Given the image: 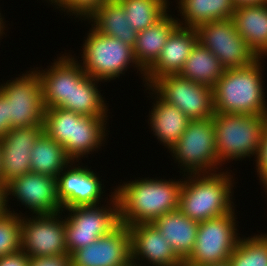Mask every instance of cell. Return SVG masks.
<instances>
[{
	"instance_id": "obj_1",
	"label": "cell",
	"mask_w": 267,
	"mask_h": 266,
	"mask_svg": "<svg viewBox=\"0 0 267 266\" xmlns=\"http://www.w3.org/2000/svg\"><path fill=\"white\" fill-rule=\"evenodd\" d=\"M183 179L168 181L140 178L123 182L115 189L120 223L131 226L152 223L158 217L179 208Z\"/></svg>"
},
{
	"instance_id": "obj_2",
	"label": "cell",
	"mask_w": 267,
	"mask_h": 266,
	"mask_svg": "<svg viewBox=\"0 0 267 266\" xmlns=\"http://www.w3.org/2000/svg\"><path fill=\"white\" fill-rule=\"evenodd\" d=\"M263 62L259 58L249 66L225 69L212 88L214 112L267 115Z\"/></svg>"
},
{
	"instance_id": "obj_3",
	"label": "cell",
	"mask_w": 267,
	"mask_h": 266,
	"mask_svg": "<svg viewBox=\"0 0 267 266\" xmlns=\"http://www.w3.org/2000/svg\"><path fill=\"white\" fill-rule=\"evenodd\" d=\"M222 170L218 173L183 175L178 209L184 215L202 222L231 213L235 209L233 175L228 170Z\"/></svg>"
},
{
	"instance_id": "obj_4",
	"label": "cell",
	"mask_w": 267,
	"mask_h": 266,
	"mask_svg": "<svg viewBox=\"0 0 267 266\" xmlns=\"http://www.w3.org/2000/svg\"><path fill=\"white\" fill-rule=\"evenodd\" d=\"M212 118L221 165L257 156L267 115L215 112Z\"/></svg>"
},
{
	"instance_id": "obj_5",
	"label": "cell",
	"mask_w": 267,
	"mask_h": 266,
	"mask_svg": "<svg viewBox=\"0 0 267 266\" xmlns=\"http://www.w3.org/2000/svg\"><path fill=\"white\" fill-rule=\"evenodd\" d=\"M84 41L81 46L82 60L79 63L88 76L103 83L109 82L119 79L120 75L133 66L140 71L144 82L145 72L135 60L133 47L118 38L105 36L93 27H90Z\"/></svg>"
},
{
	"instance_id": "obj_6",
	"label": "cell",
	"mask_w": 267,
	"mask_h": 266,
	"mask_svg": "<svg viewBox=\"0 0 267 266\" xmlns=\"http://www.w3.org/2000/svg\"><path fill=\"white\" fill-rule=\"evenodd\" d=\"M170 152L184 175L218 172L223 166L218 159L213 118L190 120Z\"/></svg>"
},
{
	"instance_id": "obj_7",
	"label": "cell",
	"mask_w": 267,
	"mask_h": 266,
	"mask_svg": "<svg viewBox=\"0 0 267 266\" xmlns=\"http://www.w3.org/2000/svg\"><path fill=\"white\" fill-rule=\"evenodd\" d=\"M108 205H89L65 208V238L67 252L84 248L107 235L120 224L119 204L115 192H111ZM105 207V208H104ZM68 216V217H67Z\"/></svg>"
},
{
	"instance_id": "obj_8",
	"label": "cell",
	"mask_w": 267,
	"mask_h": 266,
	"mask_svg": "<svg viewBox=\"0 0 267 266\" xmlns=\"http://www.w3.org/2000/svg\"><path fill=\"white\" fill-rule=\"evenodd\" d=\"M236 216L234 209L231 213L199 222L194 248L183 261L184 266L227 262L241 238Z\"/></svg>"
},
{
	"instance_id": "obj_9",
	"label": "cell",
	"mask_w": 267,
	"mask_h": 266,
	"mask_svg": "<svg viewBox=\"0 0 267 266\" xmlns=\"http://www.w3.org/2000/svg\"><path fill=\"white\" fill-rule=\"evenodd\" d=\"M32 69L0 85V92L8 99L10 129L44 126L42 84Z\"/></svg>"
},
{
	"instance_id": "obj_10",
	"label": "cell",
	"mask_w": 267,
	"mask_h": 266,
	"mask_svg": "<svg viewBox=\"0 0 267 266\" xmlns=\"http://www.w3.org/2000/svg\"><path fill=\"white\" fill-rule=\"evenodd\" d=\"M196 30L198 41L218 58L225 69L249 66L259 59L238 34L232 18L207 22Z\"/></svg>"
},
{
	"instance_id": "obj_11",
	"label": "cell",
	"mask_w": 267,
	"mask_h": 266,
	"mask_svg": "<svg viewBox=\"0 0 267 266\" xmlns=\"http://www.w3.org/2000/svg\"><path fill=\"white\" fill-rule=\"evenodd\" d=\"M164 101L176 106L190 120L214 116L213 89L177 75L157 79L150 86Z\"/></svg>"
},
{
	"instance_id": "obj_12",
	"label": "cell",
	"mask_w": 267,
	"mask_h": 266,
	"mask_svg": "<svg viewBox=\"0 0 267 266\" xmlns=\"http://www.w3.org/2000/svg\"><path fill=\"white\" fill-rule=\"evenodd\" d=\"M62 212L51 215H21V250L29 257L68 254Z\"/></svg>"
},
{
	"instance_id": "obj_13",
	"label": "cell",
	"mask_w": 267,
	"mask_h": 266,
	"mask_svg": "<svg viewBox=\"0 0 267 266\" xmlns=\"http://www.w3.org/2000/svg\"><path fill=\"white\" fill-rule=\"evenodd\" d=\"M7 206L13 196L32 215H51L63 212L57 195V179L52 176L28 172L6 184Z\"/></svg>"
},
{
	"instance_id": "obj_14",
	"label": "cell",
	"mask_w": 267,
	"mask_h": 266,
	"mask_svg": "<svg viewBox=\"0 0 267 266\" xmlns=\"http://www.w3.org/2000/svg\"><path fill=\"white\" fill-rule=\"evenodd\" d=\"M75 163L71 161L56 177L57 195L62 209L101 204L100 199L105 193L102 179L87 165L83 168L79 166V161L73 165Z\"/></svg>"
},
{
	"instance_id": "obj_15",
	"label": "cell",
	"mask_w": 267,
	"mask_h": 266,
	"mask_svg": "<svg viewBox=\"0 0 267 266\" xmlns=\"http://www.w3.org/2000/svg\"><path fill=\"white\" fill-rule=\"evenodd\" d=\"M72 266H127L131 264L129 226L120 223L107 235L71 255Z\"/></svg>"
},
{
	"instance_id": "obj_16",
	"label": "cell",
	"mask_w": 267,
	"mask_h": 266,
	"mask_svg": "<svg viewBox=\"0 0 267 266\" xmlns=\"http://www.w3.org/2000/svg\"><path fill=\"white\" fill-rule=\"evenodd\" d=\"M66 54V55H65ZM59 55L48 69H35L42 84L43 106L68 110L71 102L72 82H79L85 75L79 61L67 53ZM65 55V56H64ZM39 69V70H38Z\"/></svg>"
},
{
	"instance_id": "obj_17",
	"label": "cell",
	"mask_w": 267,
	"mask_h": 266,
	"mask_svg": "<svg viewBox=\"0 0 267 266\" xmlns=\"http://www.w3.org/2000/svg\"><path fill=\"white\" fill-rule=\"evenodd\" d=\"M129 231L133 265L184 266L183 261L172 250L168 240L152 223L131 225ZM143 260L146 264L142 263Z\"/></svg>"
},
{
	"instance_id": "obj_18",
	"label": "cell",
	"mask_w": 267,
	"mask_h": 266,
	"mask_svg": "<svg viewBox=\"0 0 267 266\" xmlns=\"http://www.w3.org/2000/svg\"><path fill=\"white\" fill-rule=\"evenodd\" d=\"M43 133L44 126L13 128L0 139L3 184L6 185L12 179L31 172L30 153Z\"/></svg>"
},
{
	"instance_id": "obj_19",
	"label": "cell",
	"mask_w": 267,
	"mask_h": 266,
	"mask_svg": "<svg viewBox=\"0 0 267 266\" xmlns=\"http://www.w3.org/2000/svg\"><path fill=\"white\" fill-rule=\"evenodd\" d=\"M197 42L196 28L178 26L168 37L156 62L145 72L144 87L161 77L179 74Z\"/></svg>"
},
{
	"instance_id": "obj_20",
	"label": "cell",
	"mask_w": 267,
	"mask_h": 266,
	"mask_svg": "<svg viewBox=\"0 0 267 266\" xmlns=\"http://www.w3.org/2000/svg\"><path fill=\"white\" fill-rule=\"evenodd\" d=\"M145 90L152 91L148 92L151 98L155 96L148 124L160 144L169 150L180 139L190 119L176 106L164 101L150 86Z\"/></svg>"
},
{
	"instance_id": "obj_21",
	"label": "cell",
	"mask_w": 267,
	"mask_h": 266,
	"mask_svg": "<svg viewBox=\"0 0 267 266\" xmlns=\"http://www.w3.org/2000/svg\"><path fill=\"white\" fill-rule=\"evenodd\" d=\"M152 224L168 240L172 250L182 261L191 254L199 222L190 219L177 209L158 217Z\"/></svg>"
},
{
	"instance_id": "obj_22",
	"label": "cell",
	"mask_w": 267,
	"mask_h": 266,
	"mask_svg": "<svg viewBox=\"0 0 267 266\" xmlns=\"http://www.w3.org/2000/svg\"><path fill=\"white\" fill-rule=\"evenodd\" d=\"M232 19L238 34L249 47L259 58H266L267 3L237 7Z\"/></svg>"
},
{
	"instance_id": "obj_23",
	"label": "cell",
	"mask_w": 267,
	"mask_h": 266,
	"mask_svg": "<svg viewBox=\"0 0 267 266\" xmlns=\"http://www.w3.org/2000/svg\"><path fill=\"white\" fill-rule=\"evenodd\" d=\"M178 26V17L167 13L156 24L137 33L133 53L144 72L156 62L168 37Z\"/></svg>"
},
{
	"instance_id": "obj_24",
	"label": "cell",
	"mask_w": 267,
	"mask_h": 266,
	"mask_svg": "<svg viewBox=\"0 0 267 266\" xmlns=\"http://www.w3.org/2000/svg\"><path fill=\"white\" fill-rule=\"evenodd\" d=\"M107 120L108 117L103 116L80 115L74 121L73 140H69L66 155L72 161L78 162L82 157L98 151L106 143L107 132H110L106 130Z\"/></svg>"
},
{
	"instance_id": "obj_25",
	"label": "cell",
	"mask_w": 267,
	"mask_h": 266,
	"mask_svg": "<svg viewBox=\"0 0 267 266\" xmlns=\"http://www.w3.org/2000/svg\"><path fill=\"white\" fill-rule=\"evenodd\" d=\"M127 14L117 0L102 3L88 18L93 27L105 36L118 38L131 47L137 38V31L127 21Z\"/></svg>"
},
{
	"instance_id": "obj_26",
	"label": "cell",
	"mask_w": 267,
	"mask_h": 266,
	"mask_svg": "<svg viewBox=\"0 0 267 266\" xmlns=\"http://www.w3.org/2000/svg\"><path fill=\"white\" fill-rule=\"evenodd\" d=\"M176 1L182 19H178V24L186 28H197L207 22L230 19L236 9L232 0Z\"/></svg>"
},
{
	"instance_id": "obj_27",
	"label": "cell",
	"mask_w": 267,
	"mask_h": 266,
	"mask_svg": "<svg viewBox=\"0 0 267 266\" xmlns=\"http://www.w3.org/2000/svg\"><path fill=\"white\" fill-rule=\"evenodd\" d=\"M224 71L225 68L218 58L198 41L179 75L195 83L213 88Z\"/></svg>"
},
{
	"instance_id": "obj_28",
	"label": "cell",
	"mask_w": 267,
	"mask_h": 266,
	"mask_svg": "<svg viewBox=\"0 0 267 266\" xmlns=\"http://www.w3.org/2000/svg\"><path fill=\"white\" fill-rule=\"evenodd\" d=\"M31 172L57 177L72 161L62 145L50 138L45 132L32 147Z\"/></svg>"
},
{
	"instance_id": "obj_29",
	"label": "cell",
	"mask_w": 267,
	"mask_h": 266,
	"mask_svg": "<svg viewBox=\"0 0 267 266\" xmlns=\"http://www.w3.org/2000/svg\"><path fill=\"white\" fill-rule=\"evenodd\" d=\"M100 80L87 74L79 81L72 82L71 102H68V111L84 116L108 117V106L105 98L98 89ZM104 98V99H103Z\"/></svg>"
},
{
	"instance_id": "obj_30",
	"label": "cell",
	"mask_w": 267,
	"mask_h": 266,
	"mask_svg": "<svg viewBox=\"0 0 267 266\" xmlns=\"http://www.w3.org/2000/svg\"><path fill=\"white\" fill-rule=\"evenodd\" d=\"M127 14L128 23L138 32L161 20L168 11V0H117Z\"/></svg>"
},
{
	"instance_id": "obj_31",
	"label": "cell",
	"mask_w": 267,
	"mask_h": 266,
	"mask_svg": "<svg viewBox=\"0 0 267 266\" xmlns=\"http://www.w3.org/2000/svg\"><path fill=\"white\" fill-rule=\"evenodd\" d=\"M230 266H267V234L241 237L228 259Z\"/></svg>"
},
{
	"instance_id": "obj_32",
	"label": "cell",
	"mask_w": 267,
	"mask_h": 266,
	"mask_svg": "<svg viewBox=\"0 0 267 266\" xmlns=\"http://www.w3.org/2000/svg\"><path fill=\"white\" fill-rule=\"evenodd\" d=\"M80 115L62 108H46L44 111V132L62 145L65 152L69 150V140H73L74 121Z\"/></svg>"
},
{
	"instance_id": "obj_33",
	"label": "cell",
	"mask_w": 267,
	"mask_h": 266,
	"mask_svg": "<svg viewBox=\"0 0 267 266\" xmlns=\"http://www.w3.org/2000/svg\"><path fill=\"white\" fill-rule=\"evenodd\" d=\"M15 212L0 217V257L21 250V214Z\"/></svg>"
},
{
	"instance_id": "obj_34",
	"label": "cell",
	"mask_w": 267,
	"mask_h": 266,
	"mask_svg": "<svg viewBox=\"0 0 267 266\" xmlns=\"http://www.w3.org/2000/svg\"><path fill=\"white\" fill-rule=\"evenodd\" d=\"M50 4L59 9V11L67 12L69 16L86 21V19L96 10L102 3L109 0H46ZM83 18V19H82Z\"/></svg>"
},
{
	"instance_id": "obj_35",
	"label": "cell",
	"mask_w": 267,
	"mask_h": 266,
	"mask_svg": "<svg viewBox=\"0 0 267 266\" xmlns=\"http://www.w3.org/2000/svg\"><path fill=\"white\" fill-rule=\"evenodd\" d=\"M255 161V170L257 171V176L260 178L259 182L263 185V187L267 184V120L265 122L261 144L258 150V154Z\"/></svg>"
},
{
	"instance_id": "obj_36",
	"label": "cell",
	"mask_w": 267,
	"mask_h": 266,
	"mask_svg": "<svg viewBox=\"0 0 267 266\" xmlns=\"http://www.w3.org/2000/svg\"><path fill=\"white\" fill-rule=\"evenodd\" d=\"M29 266H72V260L69 254L30 257Z\"/></svg>"
},
{
	"instance_id": "obj_37",
	"label": "cell",
	"mask_w": 267,
	"mask_h": 266,
	"mask_svg": "<svg viewBox=\"0 0 267 266\" xmlns=\"http://www.w3.org/2000/svg\"><path fill=\"white\" fill-rule=\"evenodd\" d=\"M30 257L19 250L15 253L0 257V266H29Z\"/></svg>"
},
{
	"instance_id": "obj_38",
	"label": "cell",
	"mask_w": 267,
	"mask_h": 266,
	"mask_svg": "<svg viewBox=\"0 0 267 266\" xmlns=\"http://www.w3.org/2000/svg\"><path fill=\"white\" fill-rule=\"evenodd\" d=\"M9 130L8 99L0 92V139Z\"/></svg>"
},
{
	"instance_id": "obj_39",
	"label": "cell",
	"mask_w": 267,
	"mask_h": 266,
	"mask_svg": "<svg viewBox=\"0 0 267 266\" xmlns=\"http://www.w3.org/2000/svg\"><path fill=\"white\" fill-rule=\"evenodd\" d=\"M8 211L6 185L0 182V217L4 216Z\"/></svg>"
},
{
	"instance_id": "obj_40",
	"label": "cell",
	"mask_w": 267,
	"mask_h": 266,
	"mask_svg": "<svg viewBox=\"0 0 267 266\" xmlns=\"http://www.w3.org/2000/svg\"><path fill=\"white\" fill-rule=\"evenodd\" d=\"M235 8L248 5H260L267 3V0H232Z\"/></svg>"
},
{
	"instance_id": "obj_41",
	"label": "cell",
	"mask_w": 267,
	"mask_h": 266,
	"mask_svg": "<svg viewBox=\"0 0 267 266\" xmlns=\"http://www.w3.org/2000/svg\"><path fill=\"white\" fill-rule=\"evenodd\" d=\"M3 15H1L0 12V39L2 38V36L5 34V32H3L4 30H6L5 28V19L4 17H2Z\"/></svg>"
},
{
	"instance_id": "obj_42",
	"label": "cell",
	"mask_w": 267,
	"mask_h": 266,
	"mask_svg": "<svg viewBox=\"0 0 267 266\" xmlns=\"http://www.w3.org/2000/svg\"><path fill=\"white\" fill-rule=\"evenodd\" d=\"M204 266H230L228 261L222 262V263H216V264H210V265H204Z\"/></svg>"
},
{
	"instance_id": "obj_43",
	"label": "cell",
	"mask_w": 267,
	"mask_h": 266,
	"mask_svg": "<svg viewBox=\"0 0 267 266\" xmlns=\"http://www.w3.org/2000/svg\"><path fill=\"white\" fill-rule=\"evenodd\" d=\"M1 170H2V150L0 146V182H1Z\"/></svg>"
}]
</instances>
